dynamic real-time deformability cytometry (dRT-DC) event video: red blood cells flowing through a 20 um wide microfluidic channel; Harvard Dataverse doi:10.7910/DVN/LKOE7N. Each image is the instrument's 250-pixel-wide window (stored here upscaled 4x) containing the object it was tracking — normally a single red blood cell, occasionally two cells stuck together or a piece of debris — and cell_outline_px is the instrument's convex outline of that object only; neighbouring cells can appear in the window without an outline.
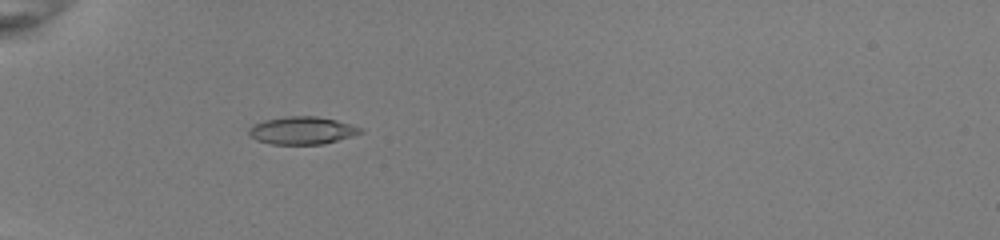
{"species": "common noctule bat (a hibernating species)", "species_latin": "Nyctalus noctula", "temperature_condition": "room temperature", "stored_images_in_passage": 33, "camera_frame_rate_fps": 3000, "um_per_image_px": 0.085, "animal": {"sex": "female", "body_mass_g": 22.0, "forearm_length_mm": 56.7}, "frame": {"image": 1, "passage_image": 3, "time_ms": 0.667, "image_size_px": [1000, 240], "cell_outline_px": [[364, 132], [352, 136], [324, 144], [272, 144], [256, 140], [248, 136], [248, 128], [252, 124], [264, 120], [284, 116], [316, 116], [336, 120], [352, 124], [360, 128]], "centroid_in_image_um": [25.64, 11.09], "position_along_channel_um": 59.4, "area_um2": 18.15}}
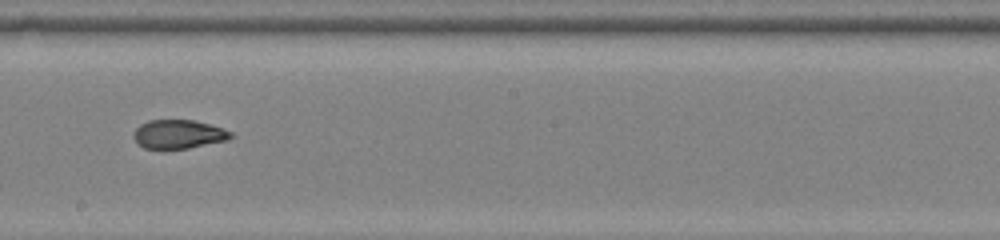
{"frame": {"image": 2, "passage_image": 17, "time_ms": 5.333, "image_size_px": [1000, 240], "cell_outline_px": [[236, 136], [228, 140], [188, 148], [160, 152], [144, 148], [136, 144], [132, 136], [136, 128], [140, 124], [148, 120], [192, 120], [208, 124], [232, 132]], "centroid_in_image_um": [15.11, 11.46], "position_along_channel_um": 233.1, "area_um2": 16.94}}
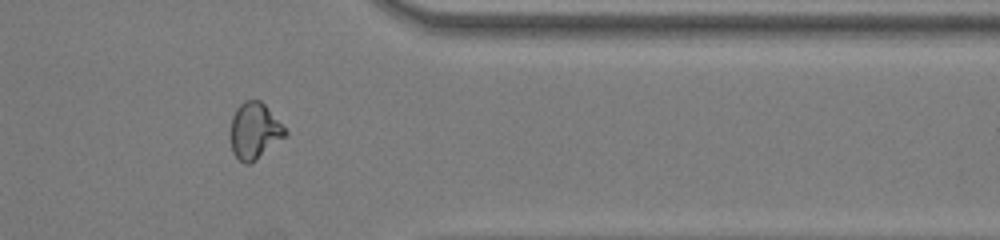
{"frame": {"image": 3, "passage_image": 29, "time_ms": 9.333, "image_size_px": [1000, 240], "cell_outline_px": [[288, 136], [256, 160], [248, 164], [244, 164], [232, 152], [232, 116], [236, 108], [244, 100], [260, 100], [264, 104], [288, 132]], "centroid_in_image_um": [21.66, 11.14], "position_along_channel_um": 389.7, "area_um2": 17.8}, "authors_computed_cell_mechanics": {"area_um2": 17.2822, "velocity_mm_per_s": 4.0472, "shape_relaxation_time_tau1_ms": 9.9118, "shape_relaxation_time_tau2_ms": 1.1328, "deformation_change_tau1": 0.3208, "deformation_change_tau2": 0.0684}}